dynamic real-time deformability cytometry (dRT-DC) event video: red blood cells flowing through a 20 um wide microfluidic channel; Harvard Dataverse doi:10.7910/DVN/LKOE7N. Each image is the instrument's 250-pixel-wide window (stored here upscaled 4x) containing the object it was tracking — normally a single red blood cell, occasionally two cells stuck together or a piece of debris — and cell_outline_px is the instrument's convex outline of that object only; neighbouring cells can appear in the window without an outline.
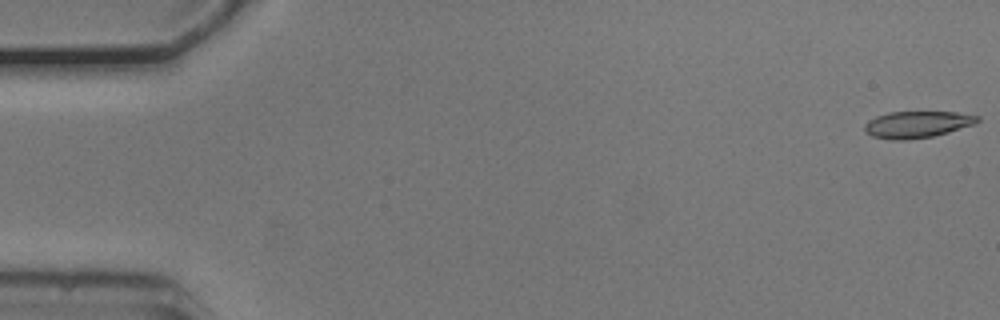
{"species": "common noctule bat (a hibernating species)", "species_latin": "Nyctalus noctula", "temperature_condition": "cold", "stored_images_in_passage": 54, "camera_frame_rate_fps": 3000, "um_per_image_px": 0.085, "animal": {"sex": "male", "body_mass_g": 20.5, "forearm_length_mm": 52.5}, "frame": {"image": 1, "passage_image": 1, "time_ms": 0.0, "image_size_px": [1000, 320], "cell_outline_px": [[980, 120], [976, 124], [948, 132], [932, 136], [908, 140], [892, 140], [872, 136], [864, 128], [864, 124], [868, 120], [876, 116], [888, 112], [956, 112], [980, 116]], "centroid_in_image_um": [77.97, 10.57], "position_along_channel_um": 7.0, "area_um2": 17.57}}
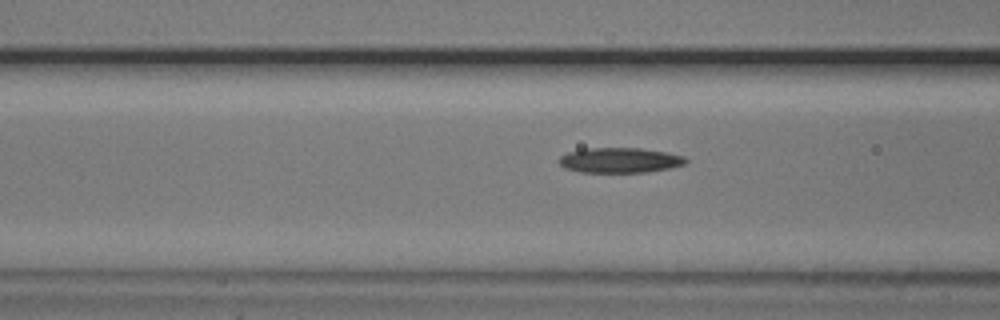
{"frame": {"image": 2, "passage_image": 21, "time_ms": 6.667, "image_size_px": [1000, 320], "cell_outline_px": [[688, 160], [684, 164], [668, 168], [648, 172], [580, 172], [564, 168], [556, 160], [560, 156], [568, 152], [584, 148], [640, 148], [668, 152], [684, 156]], "centroid_in_image_um": [52.65, 13.61], "position_along_channel_um": 113.9, "area_um2": 18.67}}
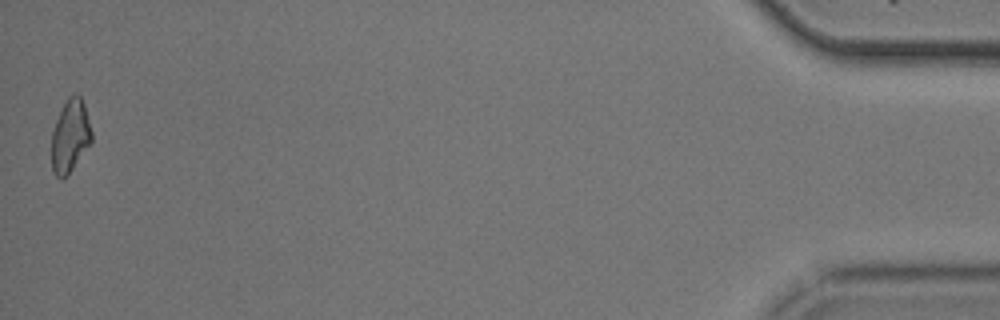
{"frame": {"image": 3, "passage_image": 54, "time_ms": 17.667, "image_size_px": [1000, 320], "cell_outline_px": [[92, 144], [72, 168], [60, 180], [52, 172], [52, 132], [56, 120], [68, 96], [76, 92], [80, 96], [84, 104], [92, 132]], "centroid_in_image_um": [5.98, 11.55], "position_along_channel_um": 429.2, "area_um2": 16.94}, "authors_computed_cell_mechanics": {"area_um2": 18.1203, "velocity_mm_per_s": 3.7235, "shape_relaxation_time_tau1_ms": 5.134, "shape_relaxation_time_tau2_ms": 5.7934, "deformation_change_tau1": 0.1418, "deformation_change_tau2": 0.1552}}